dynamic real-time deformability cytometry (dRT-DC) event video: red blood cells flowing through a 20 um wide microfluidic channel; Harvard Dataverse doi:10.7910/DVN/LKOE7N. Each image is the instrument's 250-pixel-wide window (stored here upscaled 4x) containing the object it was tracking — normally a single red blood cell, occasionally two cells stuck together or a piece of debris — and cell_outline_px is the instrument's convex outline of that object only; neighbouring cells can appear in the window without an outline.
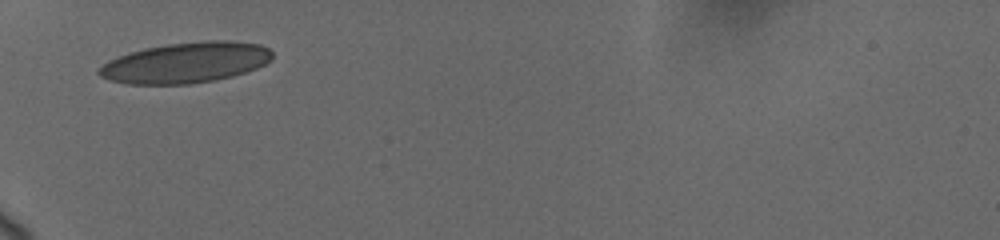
{"species": "human", "species_latin": "Homo sapiens", "temperature_condition": "cold", "stored_images_in_passage": 14, "camera_frame_rate_fps": 3000, "um_per_image_px": 0.085, "donor": {"sex": "female"}, "frame": {"image": 1, "passage_image": 1, "time_ms": 0.0, "image_size_px": [1000, 240], "cell_outline_px": [[272, 60], [256, 68], [232, 76], [216, 80], [192, 84], [128, 84], [112, 80], [100, 76], [96, 72], [96, 68], [108, 60], [128, 52], [144, 48], [168, 44], [208, 40], [224, 40], [260, 44], [268, 48], [272, 52]], "centroid_in_image_um": [15.76, 5.32], "position_along_channel_um": 69.2, "area_um2": 41.15}}
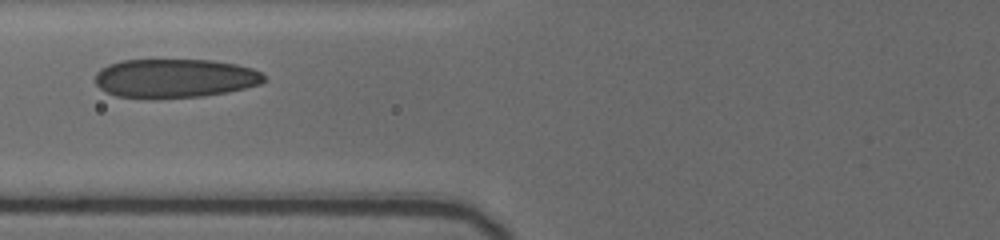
{"frame": {"image": 2, "passage_image": 7, "time_ms": 1.333, "image_size_px": [1000, 240], "cell_outline_px": [[264, 80], [260, 84], [228, 92], [200, 96], [156, 100], [152, 100], [116, 96], [100, 88], [96, 84], [96, 72], [100, 68], [108, 64], [120, 60], [212, 60], [236, 64], [252, 68], [260, 72], [264, 76]], "centroid_in_image_um": [14.82, 6.67], "position_along_channel_um": 111.0, "area_um2": 38.73}}
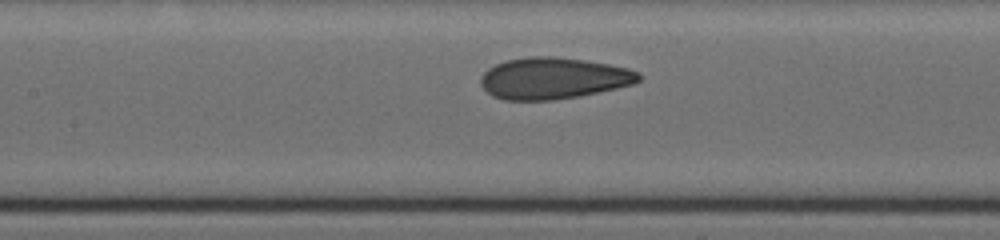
{"frame": {"image": 3, "passage_image": 11, "time_ms": 2.667, "image_size_px": [1000, 240], "cell_outline_px": [[640, 80], [632, 84], [616, 88], [580, 96], [552, 100], [504, 100], [492, 96], [480, 84], [480, 76], [488, 68], [496, 64], [508, 60], [528, 56], [556, 56], [584, 60], [608, 64], [628, 68], [640, 72]], "centroid_in_image_um": [47.02, 6.65], "position_along_channel_um": 160.4, "area_um2": 38.26}}